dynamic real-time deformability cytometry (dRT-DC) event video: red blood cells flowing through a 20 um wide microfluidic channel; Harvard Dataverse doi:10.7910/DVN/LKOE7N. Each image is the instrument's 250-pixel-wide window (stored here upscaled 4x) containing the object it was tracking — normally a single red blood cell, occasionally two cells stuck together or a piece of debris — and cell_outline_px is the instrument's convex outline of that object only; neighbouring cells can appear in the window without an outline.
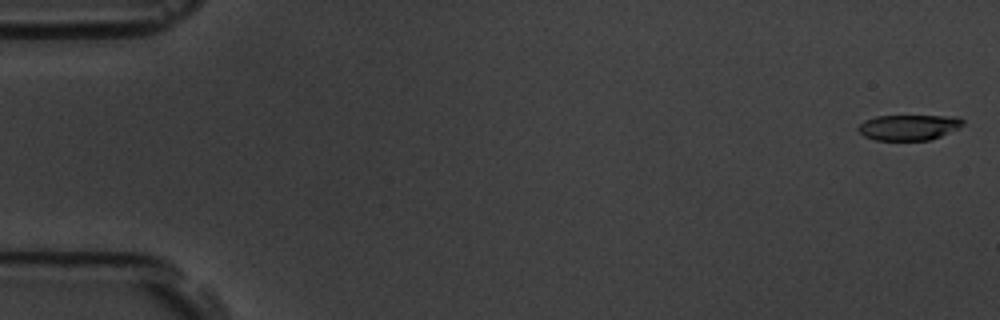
{"species": "common noctule bat (a hibernating species)", "species_latin": "Nyctalus noctula", "temperature_condition": "room temperature", "stored_images_in_passage": 52, "camera_frame_rate_fps": 3000, "um_per_image_px": 0.085, "animal": {"sex": "male", "body_mass_g": 19.5, "forearm_length_mm": 54.6}, "frame": {"image": 1, "passage_image": 1, "time_ms": 0.0, "image_size_px": [1000, 320], "cell_outline_px": [[964, 124], [940, 136], [928, 140], [876, 140], [864, 136], [856, 128], [864, 120], [876, 116], [956, 116], [964, 120]], "centroid_in_image_um": [77.21, 10.82], "position_along_channel_um": 7.8, "area_um2": 15.43}}
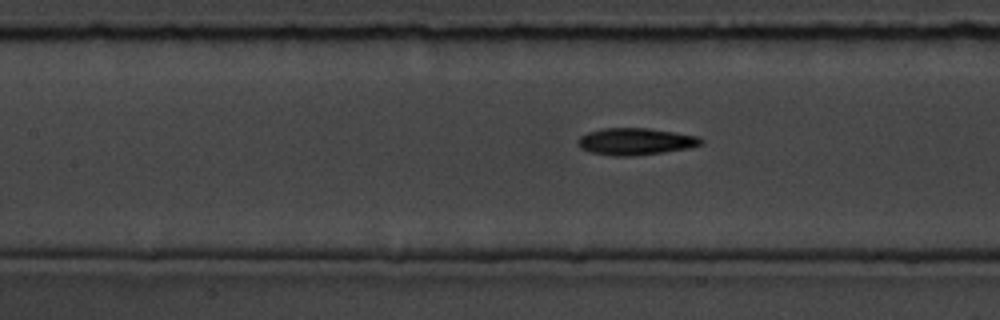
{"frame": {"image": 2, "passage_image": 25, "time_ms": 8.0, "image_size_px": [1000, 320], "cell_outline_px": [[704, 144], [688, 148], [632, 156], [612, 156], [592, 152], [580, 148], [576, 140], [580, 136], [588, 132], [600, 128], [648, 128], [676, 132], [700, 136], [704, 140]], "centroid_in_image_um": [54.03, 12.01], "position_along_channel_um": 153.4, "area_um2": 19.42}}
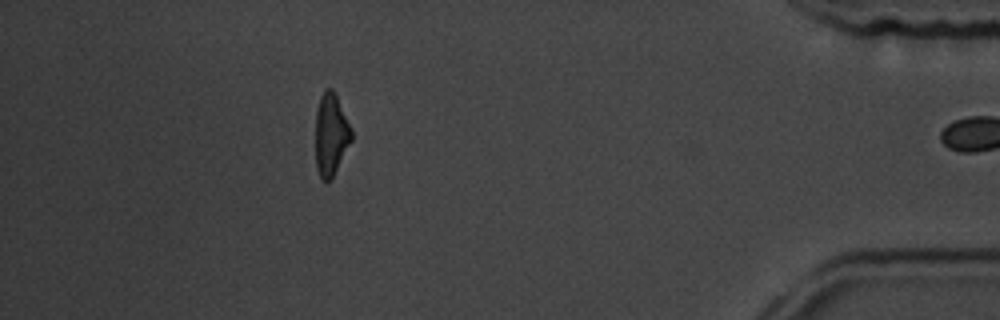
{"frame": {"image": 3, "passage_image": 50, "time_ms": 16.333, "image_size_px": [1000, 320], "cell_outline_px": [[352, 140], [332, 176], [328, 180], [324, 180], [320, 176], [316, 168], [316, 112], [320, 96], [324, 88], [332, 88], [336, 92], [352, 128]], "centroid_in_image_um": [28.14, 11.34], "position_along_channel_um": 407.1, "area_um2": 17.22}, "authors_computed_cell_mechanics": {"area_um2": 18.2359, "velocity_mm_per_s": 3.6697, "shape_relaxation_time_tau1_ms": 3.738, "shape_relaxation_time_tau2_ms": 5.4051, "deformation_change_tau1": 0.1565, "deformation_change_tau2": 0.1301}}